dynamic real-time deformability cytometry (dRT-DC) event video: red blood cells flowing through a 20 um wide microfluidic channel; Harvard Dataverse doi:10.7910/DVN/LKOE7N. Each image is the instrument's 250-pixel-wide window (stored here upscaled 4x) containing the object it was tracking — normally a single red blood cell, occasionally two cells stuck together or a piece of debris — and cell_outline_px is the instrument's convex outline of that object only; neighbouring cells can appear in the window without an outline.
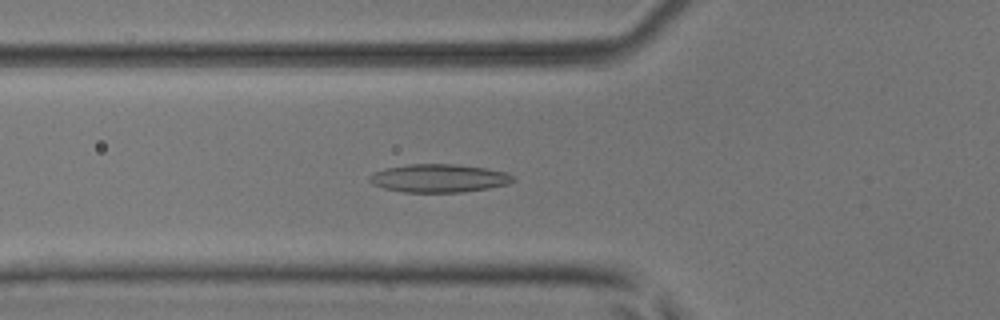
{"species": "common noctule bat (a hibernating species)", "species_latin": "Nyctalus noctula", "temperature_condition": "room temperature", "stored_images_in_passage": 50, "camera_frame_rate_fps": 3000, "um_per_image_px": 0.085, "animal": {"sex": "male", "body_mass_g": 17.9, "forearm_length_mm": 54.2}, "frame": {"image": 1, "passage_image": 18, "time_ms": 5.667, "image_size_px": [1000, 320], "cell_outline_px": [[516, 180], [508, 184], [488, 188], [460, 192], [404, 192], [384, 188], [372, 184], [368, 180], [368, 176], [384, 168], [408, 164], [456, 164], [484, 168], [504, 172], [516, 176]], "centroid_in_image_um": [37.3, 15.14], "position_along_channel_um": 88.5, "area_um2": 23.58}}
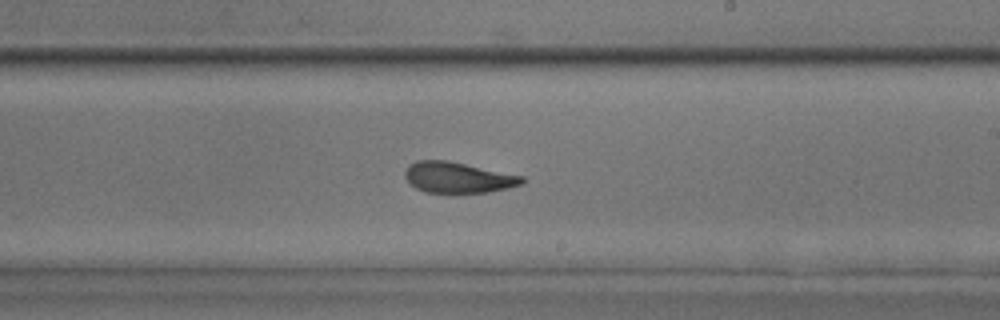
{"frame": {"image": 2, "passage_image": 30, "time_ms": 9.667, "image_size_px": [1000, 320], "cell_outline_px": [[524, 184], [508, 188], [488, 192], [452, 196], [424, 192], [416, 188], [404, 176], [404, 172], [408, 164], [416, 160], [448, 160], [524, 176]], "centroid_in_image_um": [38.92, 15.13], "position_along_channel_um": 250.1, "area_um2": 21.96}}
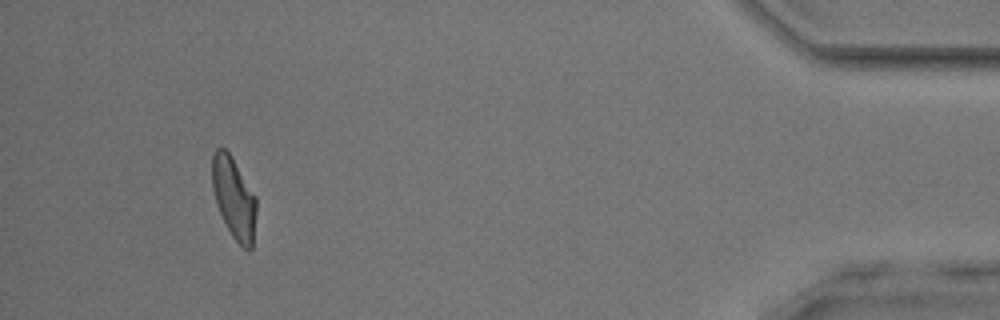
{"frame": {"image": 3, "passage_image": 47, "time_ms": 15.333, "image_size_px": [1000, 320], "cell_outline_px": [[256, 212], [252, 248], [248, 252], [232, 236], [216, 204], [212, 188], [212, 156], [216, 148], [224, 148], [228, 152], [256, 196]], "centroid_in_image_um": [19.88, 16.84], "position_along_channel_um": 415.3, "area_um2": 20.69}, "authors_computed_cell_mechanics": {"area_um2": 22.0507, "velocity_mm_per_s": 4.0447, "shape_relaxation_time_tau1_ms": 9.5759, "shape_relaxation_time_tau2_ms": 2.3253, "deformation_change_tau1": 0.2354, "deformation_change_tau2": 0.0939}}